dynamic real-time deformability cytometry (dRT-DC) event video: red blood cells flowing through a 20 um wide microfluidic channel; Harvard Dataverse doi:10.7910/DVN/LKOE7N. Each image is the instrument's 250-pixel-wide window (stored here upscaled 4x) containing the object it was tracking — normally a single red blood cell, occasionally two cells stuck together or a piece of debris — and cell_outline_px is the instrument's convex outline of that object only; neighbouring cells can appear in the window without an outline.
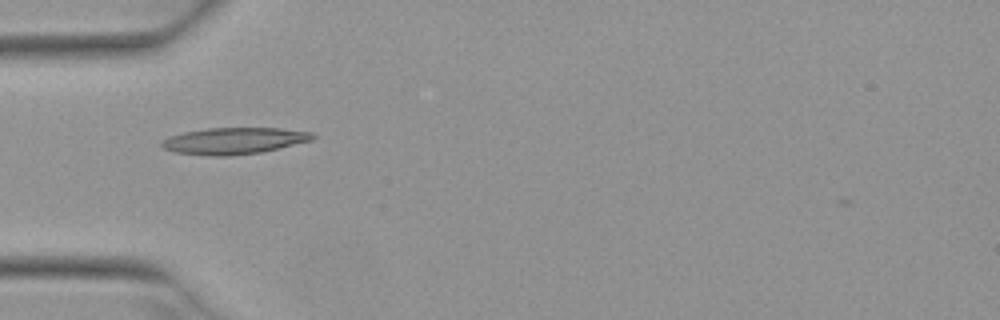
{"species": "Egyptian fruit bat (a non-hibernating species)", "species_latin": "Rousettus aegyptiacus", "temperature_condition": "warm", "stored_images_in_passage": 6, "camera_frame_rate_fps": 3000, "um_per_image_px": 0.085, "animal": {"sex": "female"}, "frame": {"image": 1, "passage_image": 4, "time_ms": 1.0, "image_size_px": [1000, 320], "cell_outline_px": [[316, 136], [312, 140], [260, 152], [228, 156], [208, 156], [176, 152], [164, 148], [160, 144], [160, 140], [168, 136], [184, 132], [208, 128], [280, 128], [312, 132]], "centroid_in_image_um": [19.85, 11.96], "position_along_channel_um": 65.1, "area_um2": 23.29}}
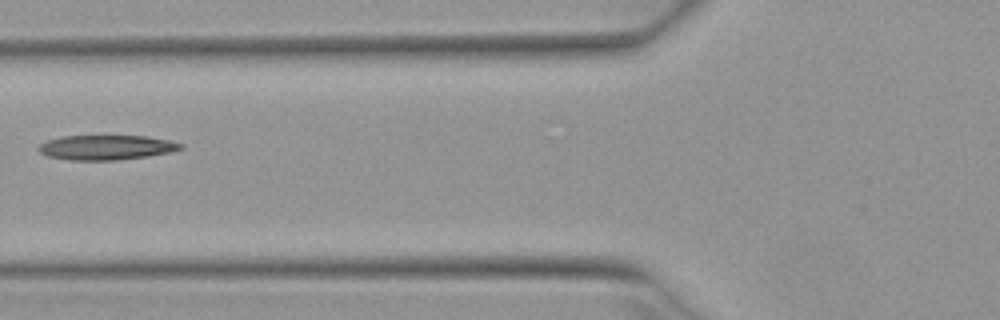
{"frame": {"image": 2, "passage_image": 5, "time_ms": 1.333, "image_size_px": [1000, 320], "cell_outline_px": [[184, 148], [168, 152], [148, 156], [116, 160], [68, 160], [48, 156], [40, 152], [36, 148], [40, 144], [48, 140], [60, 136], [148, 136], [168, 140], [184, 144]], "centroid_in_image_um": [9.02, 12.53], "position_along_channel_um": 116.8, "area_um2": 20.46}}
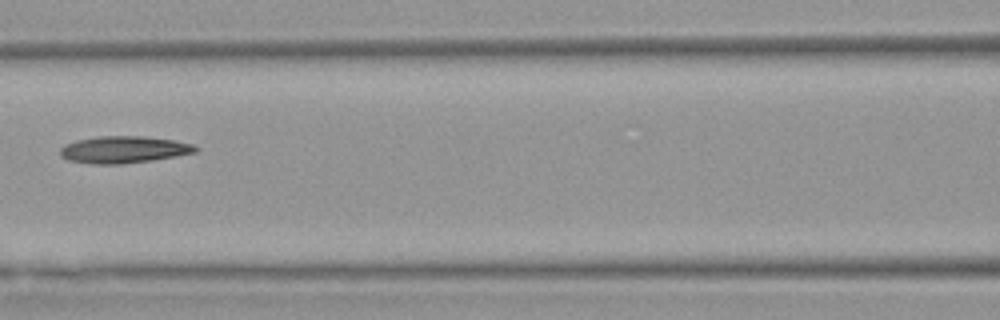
{"frame": {"image": 3, "passage_image": 6, "time_ms": 1.667, "image_size_px": [1000, 320], "cell_outline_px": [[200, 148], [196, 152], [176, 156], [152, 160], [120, 164], [88, 164], [68, 160], [60, 156], [60, 148], [64, 144], [76, 140], [96, 136], [144, 136], [172, 140], [192, 144]], "centroid_in_image_um": [10.47, 12.72], "position_along_channel_um": 156.1, "area_um2": 21.39}}